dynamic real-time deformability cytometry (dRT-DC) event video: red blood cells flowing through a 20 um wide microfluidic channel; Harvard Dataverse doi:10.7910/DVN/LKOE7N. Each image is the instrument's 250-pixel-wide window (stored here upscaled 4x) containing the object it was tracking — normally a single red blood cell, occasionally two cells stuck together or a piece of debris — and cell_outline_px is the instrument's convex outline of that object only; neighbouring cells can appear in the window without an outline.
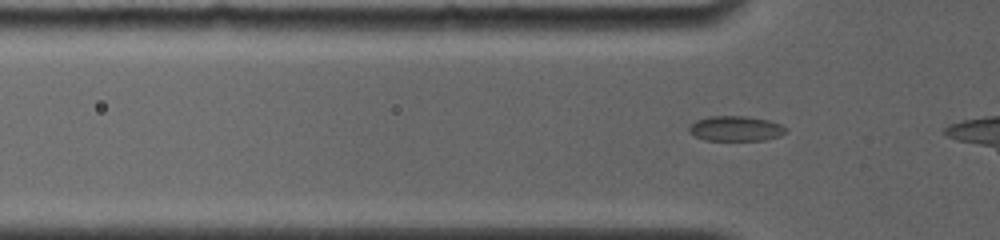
{"species": "common noctule bat (a hibernating species)", "species_latin": "Nyctalus noctula", "temperature_condition": "room temperature", "stored_images_in_passage": 48, "camera_frame_rate_fps": 4000, "um_per_image_px": 0.085, "animal": {"sex": "female", "body_mass_g": 19.0, "forearm_length_mm": 56.7}, "frame": {"image": 1, "passage_image": 6, "time_ms": 1.25, "image_size_px": [1000, 240], "cell_outline_px": [[788, 132], [780, 136], [764, 140], [704, 140], [688, 132], [688, 128], [696, 120], [708, 116], [748, 116], [768, 120], [780, 124], [788, 128]], "centroid_in_image_um": [62.56, 10.92], "position_along_channel_um": 63.2, "area_um2": 14.28}}
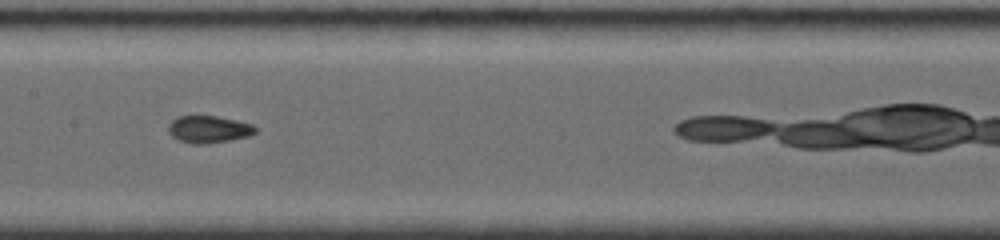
{"frame": {"image": 2, "passage_image": 20, "time_ms": 4.5, "image_size_px": [1000, 240], "cell_outline_px": [[256, 132], [248, 136], [228, 140], [204, 144], [196, 144], [180, 140], [172, 136], [168, 132], [168, 124], [176, 116], [216, 116], [236, 120], [252, 124], [256, 128]], "centroid_in_image_um": [17.71, 10.98], "position_along_channel_um": 189.7, "area_um2": 13.64}}
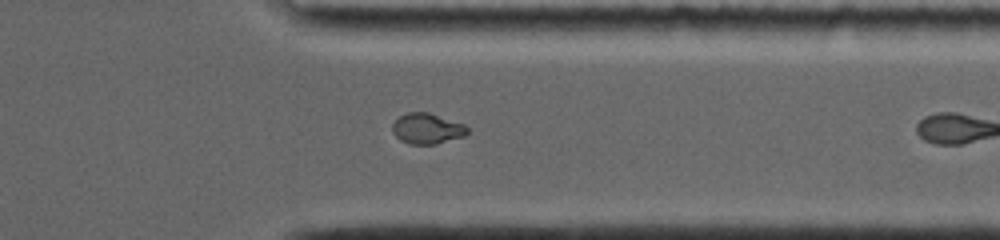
{"frame": {"image": 3, "passage_image": 46, "time_ms": 9.25, "image_size_px": [1000, 240], "cell_outline_px": [[468, 132], [464, 136], [436, 144], [408, 144], [400, 140], [392, 132], [392, 124], [400, 116], [408, 112], [428, 112], [464, 124], [468, 128]], "centroid_in_image_um": [36.29, 10.93], "position_along_channel_um": 375.1, "area_um2": 13.35}}